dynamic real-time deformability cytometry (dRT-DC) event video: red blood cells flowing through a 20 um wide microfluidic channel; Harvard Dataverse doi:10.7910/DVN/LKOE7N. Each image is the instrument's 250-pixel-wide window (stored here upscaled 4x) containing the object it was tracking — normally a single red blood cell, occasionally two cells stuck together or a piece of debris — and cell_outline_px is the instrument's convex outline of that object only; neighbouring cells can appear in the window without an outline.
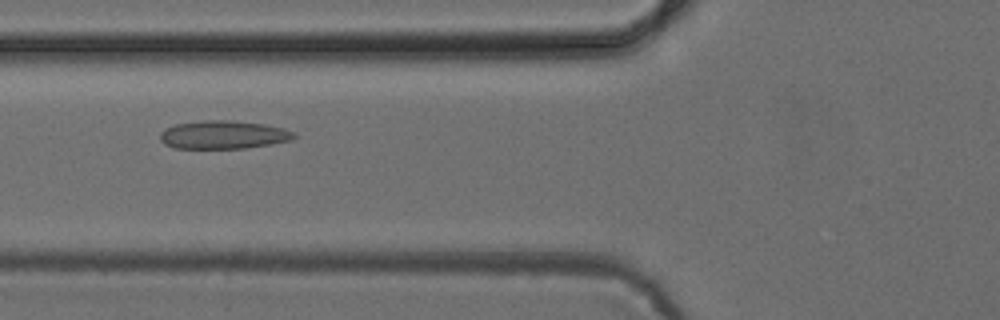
{"species": "common noctule bat (a hibernating species)", "species_latin": "Nyctalus noctula", "temperature_condition": "cold", "stored_images_in_passage": 7, "camera_frame_rate_fps": 3000, "um_per_image_px": 0.085, "animal": {"sex": "female", "body_mass_g": 24.6, "forearm_length_mm": 56.2}, "frame": {"image": 1, "passage_image": 5, "time_ms": 5.667, "image_size_px": [1000, 320], "cell_outline_px": [[296, 136], [292, 140], [272, 144], [244, 148], [172, 148], [164, 144], [160, 140], [160, 132], [164, 128], [176, 124], [204, 120], [232, 120], [264, 124], [284, 128], [296, 132]], "centroid_in_image_um": [18.99, 11.45], "position_along_channel_um": 106.8, "area_um2": 22.25}}
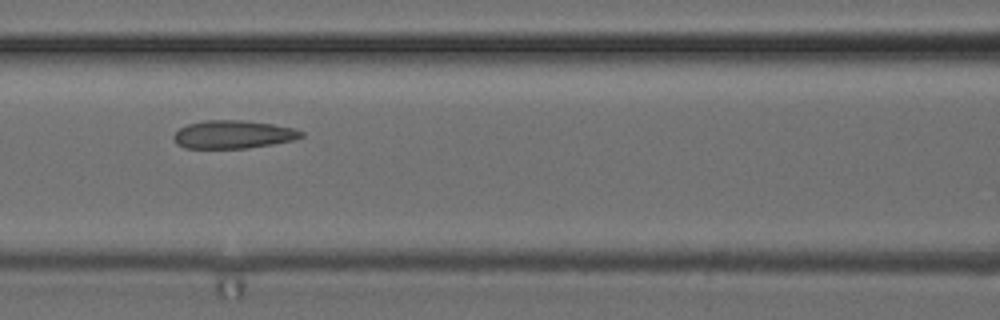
{"frame": {"image": 2, "passage_image": 6, "time_ms": 6.667, "image_size_px": [1000, 320], "cell_outline_px": [[304, 136], [292, 140], [272, 144], [248, 148], [184, 148], [176, 144], [172, 136], [180, 128], [188, 124], [204, 120], [244, 120], [272, 124], [292, 128], [304, 132]], "centroid_in_image_um": [19.79, 11.43], "position_along_channel_um": 146.8, "area_um2": 20.87}}
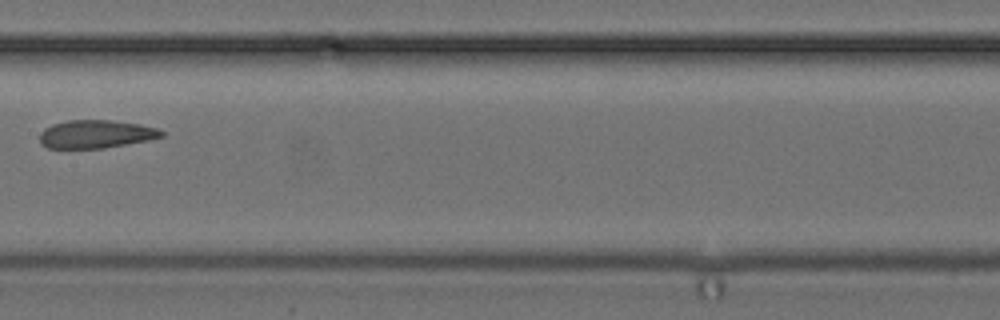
{"frame": {"image": 3, "passage_image": 7, "time_ms": 8.0, "image_size_px": [1000, 320], "cell_outline_px": [[164, 136], [148, 140], [104, 148], [48, 148], [40, 144], [40, 132], [44, 128], [52, 124], [68, 120], [112, 120], [140, 124], [156, 128], [164, 132]], "centroid_in_image_um": [8.13, 11.39], "position_along_channel_um": 199.3, "area_um2": 20.0}}